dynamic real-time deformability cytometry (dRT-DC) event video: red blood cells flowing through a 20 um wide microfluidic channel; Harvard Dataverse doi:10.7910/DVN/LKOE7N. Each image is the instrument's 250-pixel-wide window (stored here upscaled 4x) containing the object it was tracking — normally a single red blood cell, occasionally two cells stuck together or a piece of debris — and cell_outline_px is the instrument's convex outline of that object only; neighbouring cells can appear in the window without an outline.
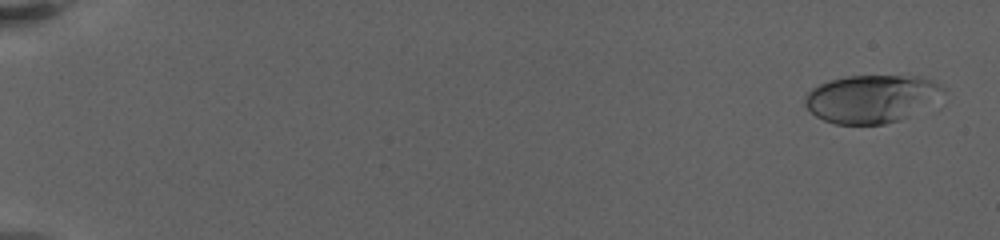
{"species": "human", "species_latin": "Homo sapiens", "temperature_condition": "warm", "stored_images_in_passage": 41, "camera_frame_rate_fps": 3000, "um_per_image_px": 0.085, "donor": {"sex": "female"}, "frame": {"image": 1, "passage_image": 1, "time_ms": 0.0, "image_size_px": [1000, 240], "cell_outline_px": [[948, 88], [900, 120], [884, 124], [836, 124], [824, 120], [816, 116], [804, 104], [804, 100], [808, 92], [812, 88], [828, 80], [848, 76], [920, 76], [932, 80]], "centroid_in_image_um": [73.99, 8.37], "position_along_channel_um": 11.0, "area_um2": 37.74}}
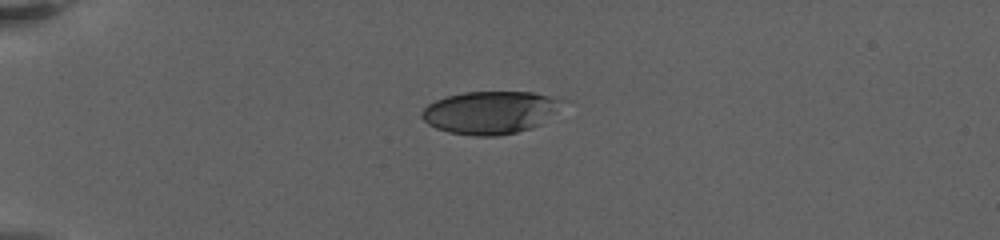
{"frame": {"image": 2, "passage_image": 30, "time_ms": 5.333, "image_size_px": [1000, 240], "cell_outline_px": [[572, 100], [540, 124], [532, 128], [516, 132], [496, 136], [476, 136], [448, 132], [436, 128], [428, 124], [420, 116], [424, 108], [428, 104], [436, 100], [448, 96], [464, 92], [532, 92]], "centroid_in_image_um": [41.74, 9.55], "position_along_channel_um": 43.3, "area_um2": 35.32}}